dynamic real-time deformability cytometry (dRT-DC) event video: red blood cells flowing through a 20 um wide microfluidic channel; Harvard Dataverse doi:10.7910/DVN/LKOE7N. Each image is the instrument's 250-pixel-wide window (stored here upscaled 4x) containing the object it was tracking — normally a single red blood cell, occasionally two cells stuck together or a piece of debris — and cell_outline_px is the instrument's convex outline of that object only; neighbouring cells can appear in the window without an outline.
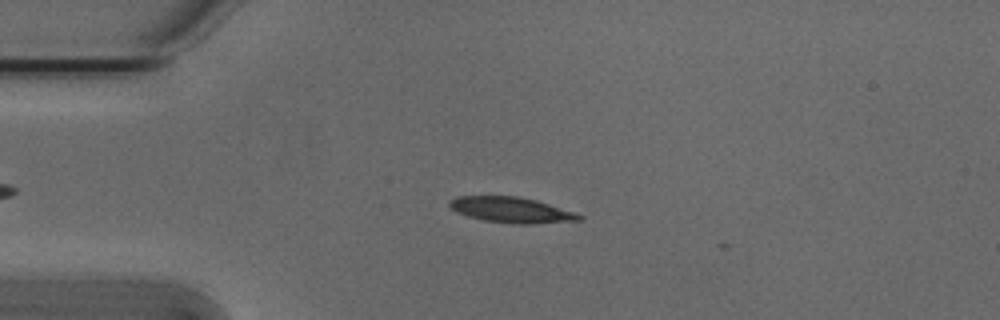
{"species": "Egyptian fruit bat (a non-hibernating species)", "species_latin": "Rousettus aegyptiacus", "temperature_condition": "cold", "stored_images_in_passage": 13, "camera_frame_rate_fps": 3000, "um_per_image_px": 0.085, "animal": {"sex": "male"}, "frame": {"image": 1, "passage_image": 12, "time_ms": 3.667, "image_size_px": [1000, 320], "cell_outline_px": [[584, 220], [532, 224], [512, 224], [484, 220], [468, 216], [456, 212], [448, 208], [448, 200], [456, 196], [516, 196], [536, 200], [584, 216]], "centroid_in_image_um": [43.41, 17.85], "position_along_channel_um": 41.6, "area_um2": 19.42}}